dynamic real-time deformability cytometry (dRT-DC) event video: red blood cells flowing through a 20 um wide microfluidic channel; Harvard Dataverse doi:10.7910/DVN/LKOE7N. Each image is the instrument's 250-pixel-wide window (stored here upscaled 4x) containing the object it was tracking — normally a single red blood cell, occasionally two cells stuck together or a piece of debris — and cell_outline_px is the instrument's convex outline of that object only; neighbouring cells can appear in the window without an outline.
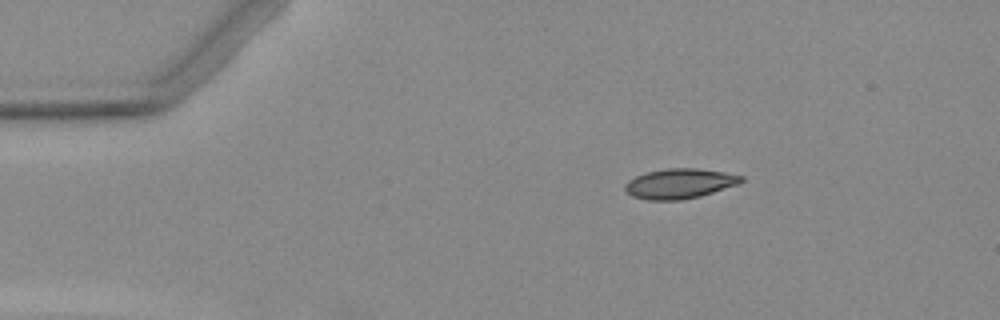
{"species": "Egyptian fruit bat (a non-hibernating species)", "species_latin": "Rousettus aegyptiacus", "temperature_condition": "warm", "stored_images_in_passage": 6, "camera_frame_rate_fps": 3000, "um_per_image_px": 0.085, "animal": {"sex": "female"}, "frame": {"image": 1, "passage_image": 1, "time_ms": 0.0, "image_size_px": [1000, 320], "cell_outline_px": [[744, 180], [740, 184], [700, 196], [680, 200], [648, 200], [632, 196], [624, 188], [624, 184], [628, 180], [636, 176], [648, 172], [668, 168], [696, 168], [724, 172], [744, 176]], "centroid_in_image_um": [57.79, 15.6], "position_along_channel_um": 27.2, "area_um2": 20.29}}
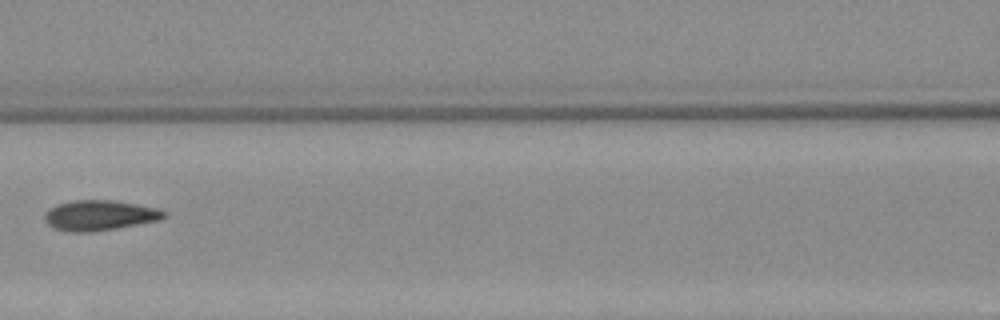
{"frame": {"image": 2, "passage_image": 5, "time_ms": 5.0, "image_size_px": [1000, 320], "cell_outline_px": [[168, 216], [160, 220], [116, 228], [92, 232], [68, 232], [56, 228], [48, 224], [44, 216], [56, 204], [72, 200], [112, 200], [160, 208], [168, 212]], "centroid_in_image_um": [8.54, 18.3], "position_along_channel_um": 158.1, "area_um2": 21.04}}
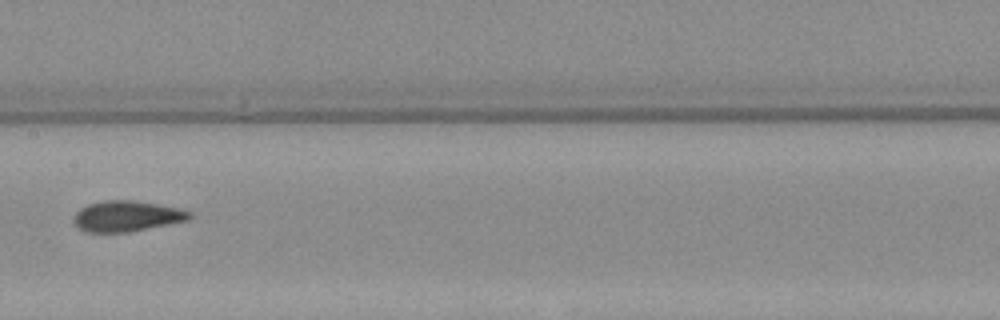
{"frame": {"image": 3, "passage_image": 6, "time_ms": 6.0, "image_size_px": [1000, 320], "cell_outline_px": [[192, 216], [188, 220], [128, 232], [88, 232], [80, 228], [76, 224], [76, 212], [80, 208], [88, 204], [104, 200], [136, 200], [176, 208], [192, 212]], "centroid_in_image_um": [10.79, 18.36], "position_along_channel_um": 196.6, "area_um2": 20.35}}